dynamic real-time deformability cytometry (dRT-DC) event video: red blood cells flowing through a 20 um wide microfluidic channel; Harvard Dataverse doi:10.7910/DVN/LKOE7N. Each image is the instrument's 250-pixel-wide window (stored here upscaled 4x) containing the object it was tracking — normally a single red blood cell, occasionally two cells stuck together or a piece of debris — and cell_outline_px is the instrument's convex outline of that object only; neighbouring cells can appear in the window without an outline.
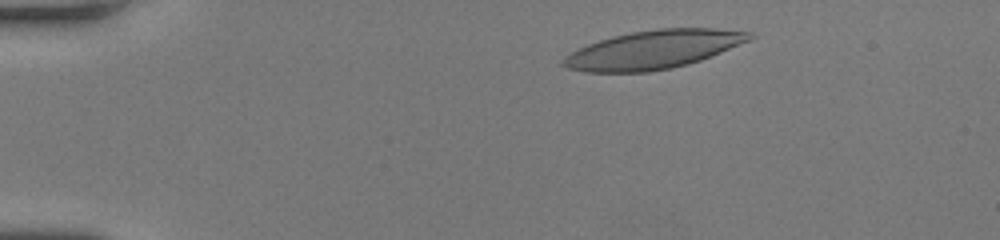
{"species": "human", "species_latin": "Homo sapiens", "temperature_condition": "room temperature", "stored_images_in_passage": 46, "camera_frame_rate_fps": 3000, "um_per_image_px": 0.085, "donor": {"sex": "female"}, "frame": {"image": 1, "passage_image": 5, "time_ms": 1.333, "image_size_px": [1000, 240], "cell_outline_px": [[756, 36], [748, 40], [720, 52], [700, 60], [688, 64], [672, 68], [648, 72], [584, 72], [568, 68], [560, 64], [560, 60], [564, 56], [588, 44], [612, 36], [632, 32], [656, 28], [716, 28], [752, 32]], "centroid_in_image_um": [55.51, 4.22], "position_along_channel_um": 29.5, "area_um2": 41.62}}
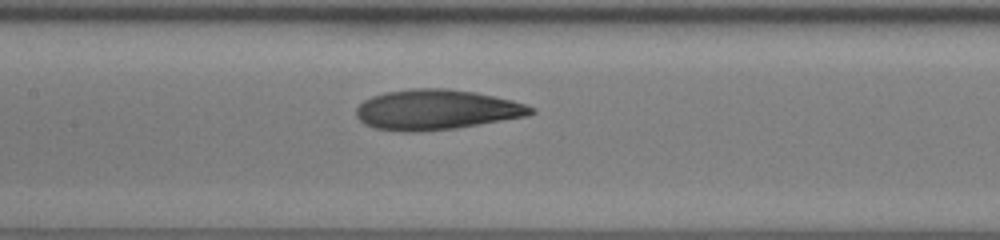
{"frame": {"image": 2, "passage_image": 21, "time_ms": 6.667, "image_size_px": [1000, 240], "cell_outline_px": [[536, 112], [528, 116], [456, 128], [416, 132], [400, 132], [376, 128], [364, 124], [356, 116], [356, 108], [364, 100], [372, 96], [384, 92], [412, 88], [448, 88], [476, 92], [512, 100], [536, 108]], "centroid_in_image_um": [37.09, 9.32], "position_along_channel_um": 170.3, "area_um2": 41.15}}
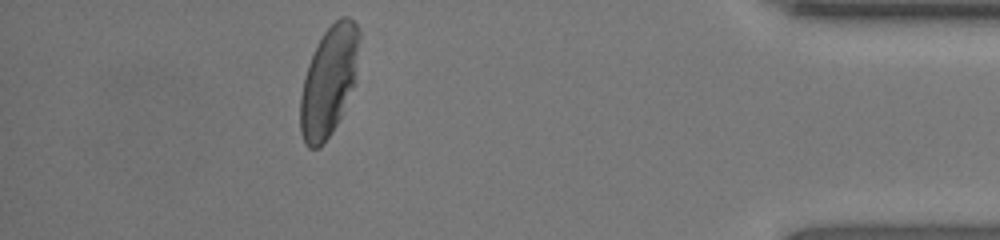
{"frame": {"image": 3, "passage_image": 41, "time_ms": 13.333, "image_size_px": [1000, 240], "cell_outline_px": [[360, 36], [356, 84], [332, 132], [320, 148], [308, 148], [304, 144], [300, 132], [300, 96], [304, 76], [308, 64], [324, 32], [340, 16], [348, 16], [356, 24], [360, 32]], "centroid_in_image_um": [27.97, 6.92], "position_along_channel_um": 407.2, "area_um2": 37.92}, "authors_computed_cell_mechanics": {"area_um2": 40.3155, "velocity_mm_per_s": 4.2009, "shape_relaxation_time_tau1_ms": 5.2479, "shape_relaxation_time_tau2_ms": 2.0928, "deformation_change_tau1": 0.1874, "deformation_change_tau2": 0.0811}}